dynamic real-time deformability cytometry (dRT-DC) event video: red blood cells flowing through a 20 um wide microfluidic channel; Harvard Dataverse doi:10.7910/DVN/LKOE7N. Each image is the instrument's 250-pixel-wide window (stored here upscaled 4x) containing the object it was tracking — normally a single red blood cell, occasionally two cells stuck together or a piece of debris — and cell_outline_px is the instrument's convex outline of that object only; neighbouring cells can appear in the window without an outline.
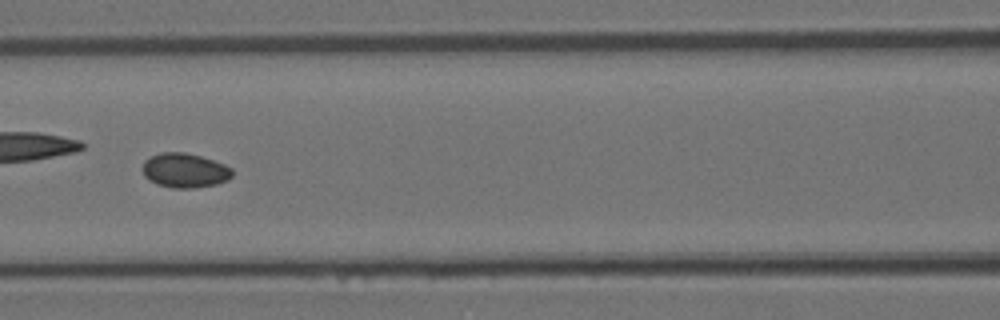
{"species": "Egyptian fruit bat (a non-hibernating species)", "species_latin": "Rousettus aegyptiacus", "temperature_condition": "room temperature", "stored_images_in_passage": 46, "camera_frame_rate_fps": 3000, "um_per_image_px": 0.085, "animal": {"sex": "female"}, "frame": {"image": 1, "passage_image": 20, "time_ms": 6.333, "image_size_px": [1000, 320], "cell_outline_px": [[232, 176], [228, 180], [216, 184], [196, 188], [172, 188], [156, 184], [148, 180], [144, 176], [144, 160], [160, 152], [184, 152], [200, 156], [224, 164], [232, 168]], "centroid_in_image_um": [15.71, 14.5], "position_along_channel_um": 150.9, "area_um2": 18.03}}
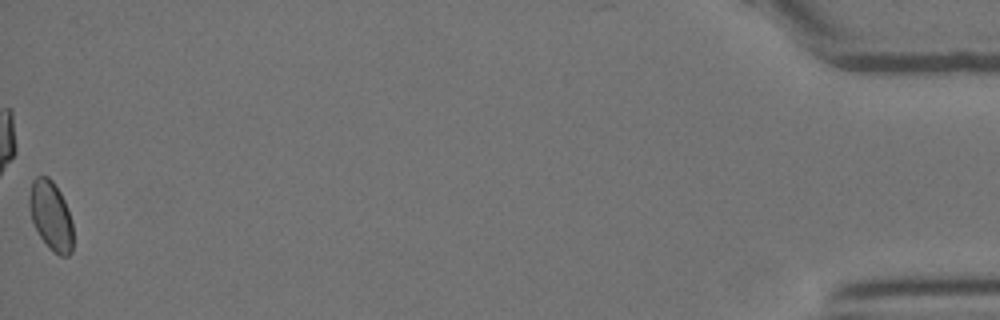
{"frame": {"image": 2, "passage_image": 46, "time_ms": 15.0, "image_size_px": [1000, 320], "cell_outline_px": [[72, 252], [68, 256], [60, 256], [40, 236], [32, 220], [28, 208], [28, 200], [32, 180], [36, 176], [48, 176], [52, 180], [60, 192], [64, 200], [72, 220]], "centroid_in_image_um": [4.32, 18.28], "position_along_channel_um": 430.9, "area_um2": 17.46}}